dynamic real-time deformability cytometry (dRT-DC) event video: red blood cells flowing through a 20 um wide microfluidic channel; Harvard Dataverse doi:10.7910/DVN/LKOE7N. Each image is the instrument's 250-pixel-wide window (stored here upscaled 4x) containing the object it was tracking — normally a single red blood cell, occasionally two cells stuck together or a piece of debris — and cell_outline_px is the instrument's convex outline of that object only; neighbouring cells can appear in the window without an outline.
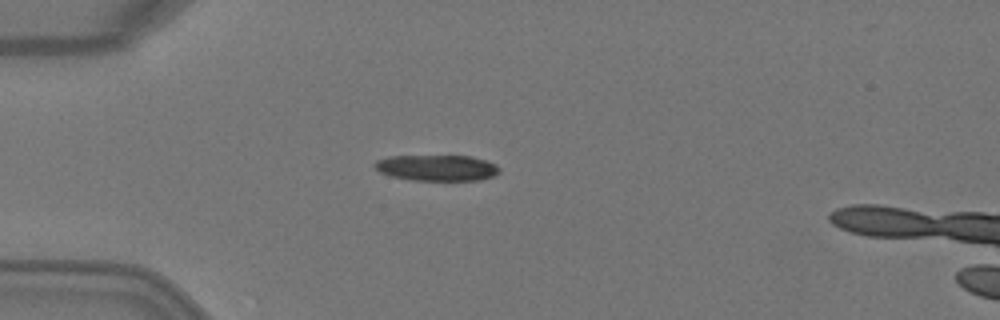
{"species": "Egyptian fruit bat (a non-hibernating species)", "species_latin": "Rousettus aegyptiacus", "temperature_condition": "warm", "stored_images_in_passage": 1, "camera_frame_rate_fps": 3000, "um_per_image_px": 0.085, "animal": {"sex": "female"}, "frame": {"image": 1, "passage_image": 1, "time_ms": 0.0, "image_size_px": [1000, 320], "cell_outline_px": [[500, 172], [496, 176], [480, 180], [412, 180], [392, 176], [380, 172], [372, 164], [376, 160], [388, 156], [472, 156], [496, 164], [500, 168]], "centroid_in_image_um": [37.16, 14.26], "position_along_channel_um": 47.8, "area_um2": 18.96}}